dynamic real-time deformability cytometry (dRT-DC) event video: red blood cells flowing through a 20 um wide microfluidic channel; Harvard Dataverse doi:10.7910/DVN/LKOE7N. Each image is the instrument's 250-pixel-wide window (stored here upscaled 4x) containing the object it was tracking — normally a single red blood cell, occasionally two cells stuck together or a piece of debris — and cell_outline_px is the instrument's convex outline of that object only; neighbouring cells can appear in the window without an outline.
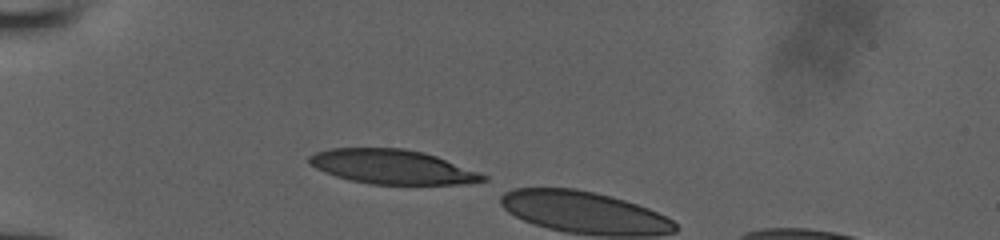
{"species": "human", "species_latin": "Homo sapiens", "temperature_condition": "room temperature", "stored_images_in_passage": 3, "camera_frame_rate_fps": 3000, "um_per_image_px": 0.085, "donor": {"sex": "male"}, "frame": {"image": 1, "passage_image": 1, "time_ms": 0.0, "image_size_px": [1000, 240], "cell_outline_px": [[488, 180], [468, 184], [368, 184], [348, 180], [324, 172], [308, 164], [308, 156], [316, 152], [328, 148], [404, 148], [436, 156], [488, 176]], "centroid_in_image_um": [33.3, 14.18], "position_along_channel_um": 51.7, "area_um2": 34.8}}